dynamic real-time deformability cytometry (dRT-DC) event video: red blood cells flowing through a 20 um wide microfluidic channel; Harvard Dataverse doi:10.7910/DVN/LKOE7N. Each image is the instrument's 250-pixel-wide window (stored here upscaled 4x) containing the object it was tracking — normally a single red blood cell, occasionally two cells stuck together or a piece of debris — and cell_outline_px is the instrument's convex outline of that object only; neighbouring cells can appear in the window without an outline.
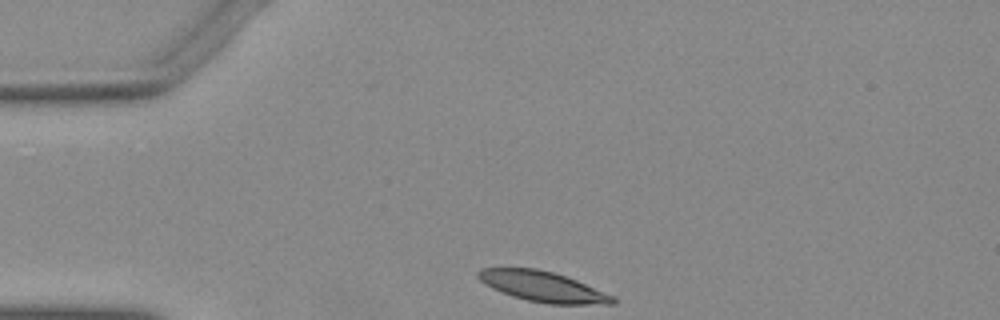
{"species": "Egyptian fruit bat (a non-hibernating species)", "species_latin": "Rousettus aegyptiacus", "temperature_condition": "warm", "stored_images_in_passage": 31, "camera_frame_rate_fps": 3000, "um_per_image_px": 0.085, "animal": {"sex": "female"}, "frame": {"image": 1, "passage_image": 1, "time_ms": 0.0, "image_size_px": [1000, 320], "cell_outline_px": [[616, 304], [548, 304], [528, 300], [512, 296], [492, 288], [484, 284], [476, 276], [476, 272], [480, 268], [536, 268], [552, 272], [576, 280], [616, 296]], "centroid_in_image_um": [46.14, 24.36], "position_along_channel_um": 38.9, "area_um2": 23.81}}
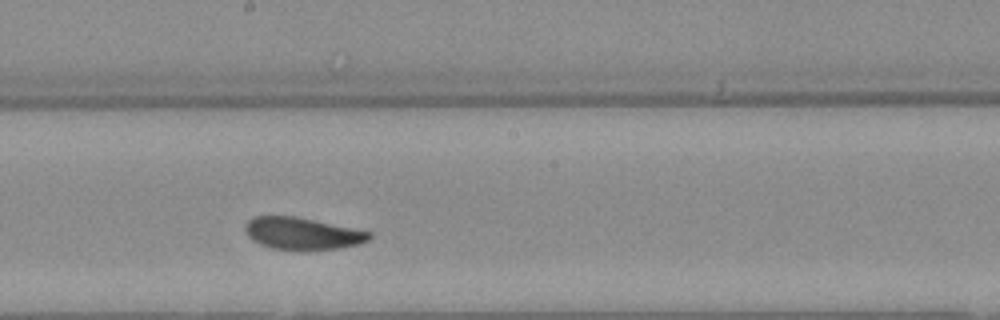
{"frame": {"image": 2, "passage_image": 18, "time_ms": 5.667, "image_size_px": [1000, 320], "cell_outline_px": [[372, 236], [368, 240], [360, 244], [340, 248], [300, 252], [272, 248], [260, 244], [252, 240], [244, 232], [244, 224], [248, 220], [256, 216], [296, 216], [356, 228], [372, 232]], "centroid_in_image_um": [25.71, 19.87], "position_along_channel_um": 222.5, "area_um2": 23.93}}
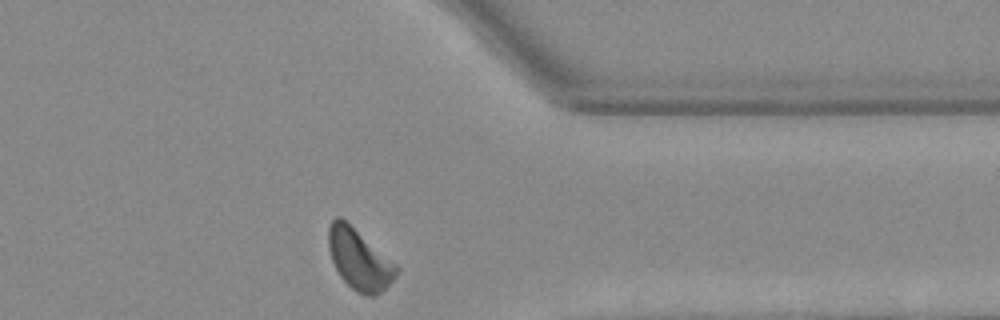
{"frame": {"image": 3, "passage_image": 31, "time_ms": 10.0, "image_size_px": [1000, 320], "cell_outline_px": [[400, 268], [396, 276], [376, 296], [364, 296], [356, 292], [340, 276], [332, 260], [328, 248], [328, 228], [332, 220], [336, 216], [340, 216], [396, 264]], "centroid_in_image_um": [30.52, 22.06], "position_along_channel_um": 380.9, "area_um2": 23.7}}